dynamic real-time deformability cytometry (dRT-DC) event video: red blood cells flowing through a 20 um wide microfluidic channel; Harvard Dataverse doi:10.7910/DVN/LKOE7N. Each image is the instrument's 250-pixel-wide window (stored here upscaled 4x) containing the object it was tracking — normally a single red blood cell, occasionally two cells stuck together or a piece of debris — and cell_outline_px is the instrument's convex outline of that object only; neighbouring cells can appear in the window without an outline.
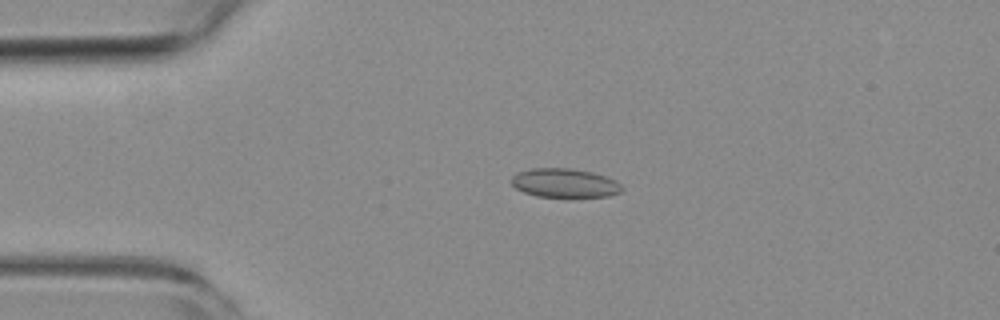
{"species": "common noctule bat (a hibernating species)", "species_latin": "Nyctalus noctula", "temperature_condition": "room temperature", "stored_images_in_passage": 54, "camera_frame_rate_fps": 3000, "um_per_image_px": 0.085, "animal": {"sex": "female", "body_mass_g": 19.3, "forearm_length_mm": 54.1}, "frame": {"image": 1, "passage_image": 12, "time_ms": 3.667, "image_size_px": [1000, 320], "cell_outline_px": [[624, 188], [620, 192], [608, 196], [536, 196], [524, 192], [516, 188], [512, 184], [512, 176], [528, 168], [572, 168], [592, 172], [616, 180]], "centroid_in_image_um": [48.0, 15.54], "position_along_channel_um": 37.0, "area_um2": 18.44}}
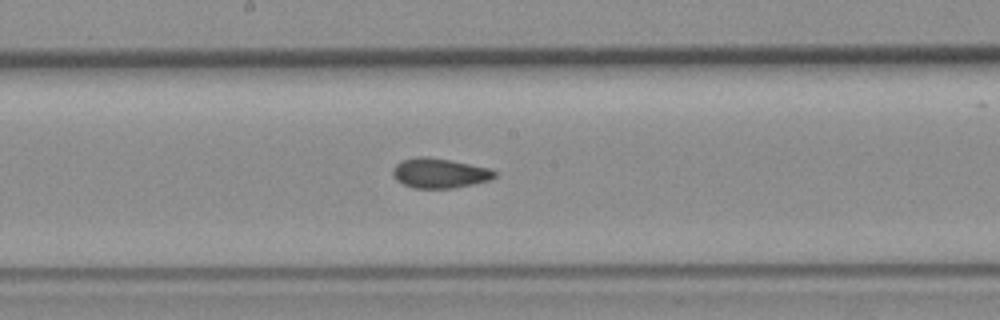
{"frame": {"image": 2, "passage_image": 28, "time_ms": 9.0, "image_size_px": [1000, 320], "cell_outline_px": [[496, 176], [488, 180], [472, 184], [452, 188], [412, 188], [396, 180], [392, 176], [392, 168], [396, 164], [404, 160], [420, 156], [428, 156], [488, 168], [496, 172]], "centroid_in_image_um": [37.31, 14.72], "position_along_channel_um": 210.9, "area_um2": 17.46}}
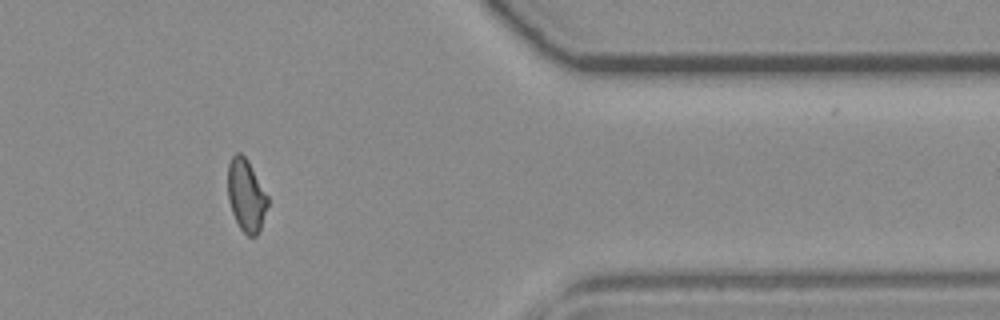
{"frame": {"image": 3, "passage_image": 44, "time_ms": 14.333, "image_size_px": [1000, 320], "cell_outline_px": [[268, 204], [260, 228], [256, 236], [248, 236], [240, 228], [232, 212], [228, 200], [228, 164], [232, 156], [236, 152], [240, 152], [248, 160], [268, 196]], "centroid_in_image_um": [20.91, 16.58], "position_along_channel_um": 390.5, "area_um2": 16.7}, "authors_computed_cell_mechanics": {"area_um2": 17.6579, "velocity_mm_per_s": 3.8415, "shape_relaxation_time_tau1_ms": null, "shape_relaxation_time_tau2_ms": 1.9558, "deformation_change_tau1": null, "deformation_change_tau2": 0.0656}}